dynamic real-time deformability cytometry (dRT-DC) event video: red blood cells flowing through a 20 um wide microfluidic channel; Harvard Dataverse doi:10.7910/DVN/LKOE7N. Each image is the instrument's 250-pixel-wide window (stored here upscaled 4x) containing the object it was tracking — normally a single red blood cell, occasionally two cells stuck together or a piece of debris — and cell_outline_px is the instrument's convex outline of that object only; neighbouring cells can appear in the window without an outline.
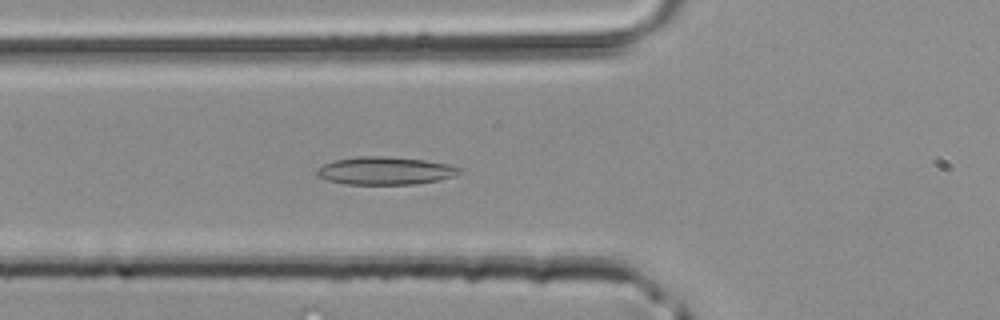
{"species": "common noctule bat (a hibernating species)", "species_latin": "Nyctalus noctula", "temperature_condition": "room temperature", "stored_images_in_passage": 35, "camera_frame_rate_fps": 3000, "um_per_image_px": 0.085, "animal": {"sex": "male", "body_mass_g": 20.4}, "frame": {"image": 1, "passage_image": 7, "time_ms": 2.0, "image_size_px": [1000, 320], "cell_outline_px": [[464, 168], [460, 172], [452, 176], [436, 180], [416, 184], [348, 184], [328, 180], [316, 176], [316, 168], [324, 164], [336, 160], [360, 156], [388, 156], [424, 160], [448, 164]], "centroid_in_image_um": [32.73, 14.51], "position_along_channel_um": 93.1, "area_um2": 23.0}}
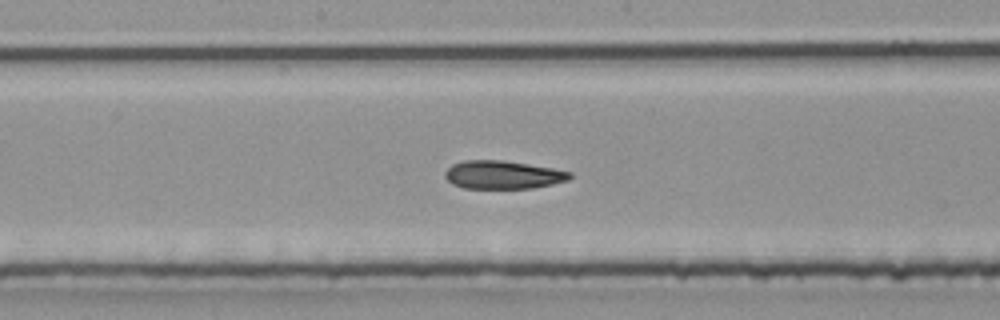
{"frame": {"image": 2, "passage_image": 14, "time_ms": 4.333, "image_size_px": [1000, 320], "cell_outline_px": [[572, 176], [568, 180], [552, 184], [532, 188], [464, 188], [452, 184], [444, 176], [444, 172], [452, 164], [464, 160], [500, 160], [528, 164], [552, 168], [572, 172]], "centroid_in_image_um": [42.73, 14.85], "position_along_channel_um": 205.5, "area_um2": 20.46}}
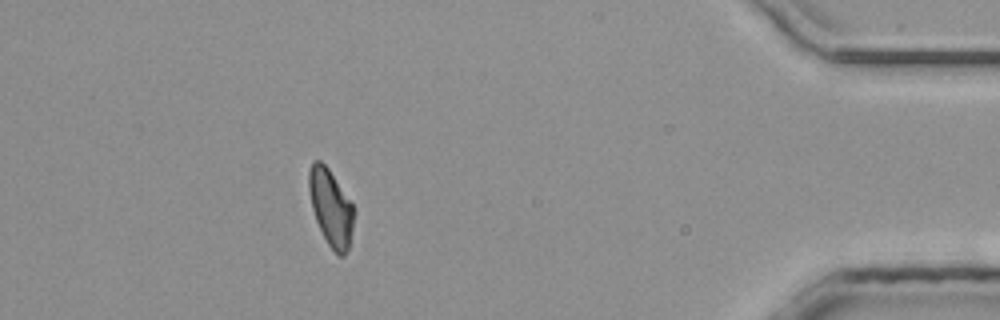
{"frame": {"image": 3, "passage_image": 30, "time_ms": 9.667, "image_size_px": [1000, 320], "cell_outline_px": [[352, 232], [348, 248], [344, 256], [336, 256], [328, 244], [316, 220], [312, 208], [308, 188], [308, 172], [312, 160], [320, 160], [328, 168], [352, 204]], "centroid_in_image_um": [28.08, 17.64], "position_along_channel_um": 407.1, "area_um2": 19.71}}